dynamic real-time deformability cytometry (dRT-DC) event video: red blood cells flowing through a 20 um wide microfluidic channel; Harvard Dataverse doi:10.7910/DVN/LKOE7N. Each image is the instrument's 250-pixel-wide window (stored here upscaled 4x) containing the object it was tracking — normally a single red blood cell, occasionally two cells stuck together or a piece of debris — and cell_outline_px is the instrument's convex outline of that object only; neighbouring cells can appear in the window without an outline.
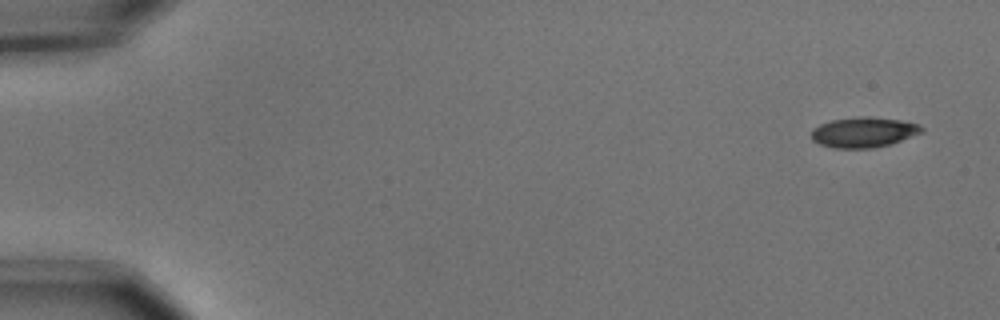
{"species": "common noctule bat (a hibernating species)", "species_latin": "Nyctalus noctula", "temperature_condition": "cold", "stored_images_in_passage": 3, "camera_frame_rate_fps": 3000, "um_per_image_px": 0.085, "animal": {"sex": "male", "body_mass_g": 15.6}, "frame": {"image": 1, "passage_image": 1, "time_ms": 0.0, "image_size_px": [1000, 320], "cell_outline_px": [[924, 132], [888, 144], [872, 148], [836, 148], [820, 144], [812, 140], [812, 128], [820, 124], [832, 120], [864, 116], [868, 116], [900, 120], [920, 124], [924, 128]], "centroid_in_image_um": [73.42, 11.23], "position_along_channel_um": 11.6, "area_um2": 19.31}}